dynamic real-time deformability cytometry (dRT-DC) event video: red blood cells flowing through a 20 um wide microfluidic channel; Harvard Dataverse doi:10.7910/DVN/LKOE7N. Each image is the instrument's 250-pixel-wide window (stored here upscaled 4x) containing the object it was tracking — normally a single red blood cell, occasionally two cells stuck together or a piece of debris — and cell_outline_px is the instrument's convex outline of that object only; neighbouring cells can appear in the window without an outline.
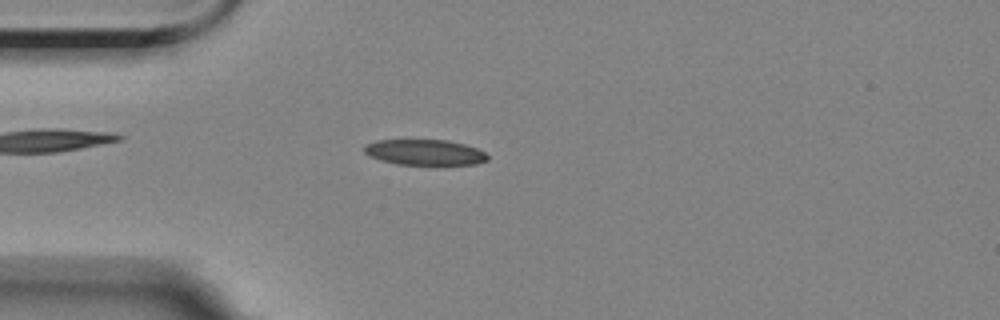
{"species": "Egyptian fruit bat (a non-hibernating species)", "species_latin": "Rousettus aegyptiacus", "temperature_condition": "room temperature", "stored_images_in_passage": 3, "camera_frame_rate_fps": 3000, "um_per_image_px": 0.085, "animal": {"sex": "female"}, "frame": {"image": 1, "passage_image": 3, "time_ms": 3.333, "image_size_px": [1000, 320], "cell_outline_px": [[488, 160], [476, 164], [436, 168], [396, 164], [380, 160], [368, 156], [364, 152], [364, 144], [376, 140], [448, 140], [464, 144], [476, 148], [484, 152], [488, 156]], "centroid_in_image_um": [36.12, 13.0], "position_along_channel_um": 48.9, "area_um2": 19.54}}